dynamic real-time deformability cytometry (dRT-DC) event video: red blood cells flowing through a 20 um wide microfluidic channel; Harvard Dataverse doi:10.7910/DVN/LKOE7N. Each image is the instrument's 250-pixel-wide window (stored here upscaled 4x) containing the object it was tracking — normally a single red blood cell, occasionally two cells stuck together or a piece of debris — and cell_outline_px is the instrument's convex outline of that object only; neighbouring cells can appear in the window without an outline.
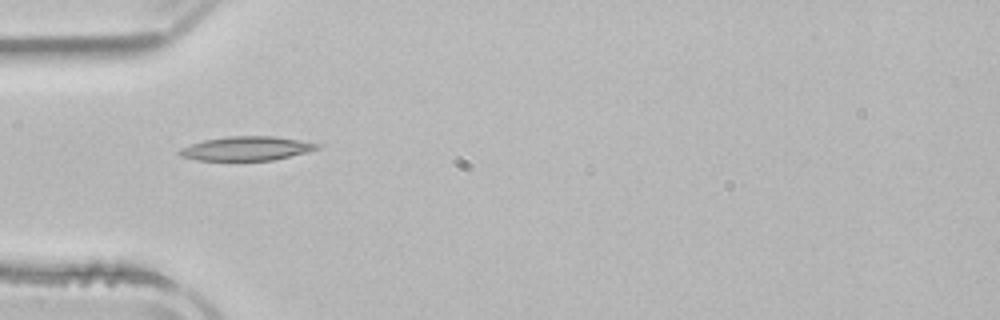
{"species": "common noctule bat (a hibernating species)", "species_latin": "Nyctalus noctula", "temperature_condition": "room temperature", "stored_images_in_passage": 4, "camera_frame_rate_fps": 3000, "um_per_image_px": 0.085, "animal": {"sex": "male", "body_mass_g": 21.5, "forearm_length_mm": 52.0}, "frame": {"image": 1, "passage_image": 2, "time_ms": 1.333, "image_size_px": [1000, 320], "cell_outline_px": [[320, 148], [308, 152], [272, 160], [196, 160], [180, 156], [176, 152], [180, 148], [204, 140], [228, 136], [272, 136], [320, 144]], "centroid_in_image_um": [20.91, 12.62], "position_along_channel_um": 64.1, "area_um2": 19.13}}
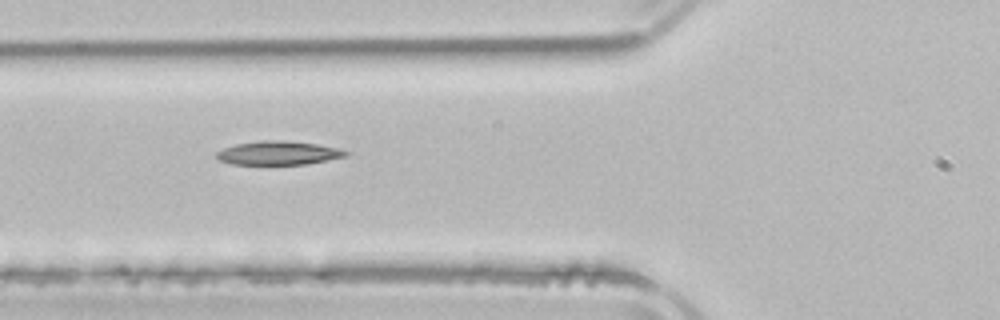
{"frame": {"image": 2, "passage_image": 3, "time_ms": 2.333, "image_size_px": [1000, 320], "cell_outline_px": [[348, 156], [308, 164], [232, 164], [220, 160], [216, 156], [216, 152], [224, 148], [236, 144], [260, 140], [284, 140], [316, 144], [340, 148], [348, 152]], "centroid_in_image_um": [23.69, 13.0], "position_along_channel_um": 102.1, "area_um2": 17.86}}
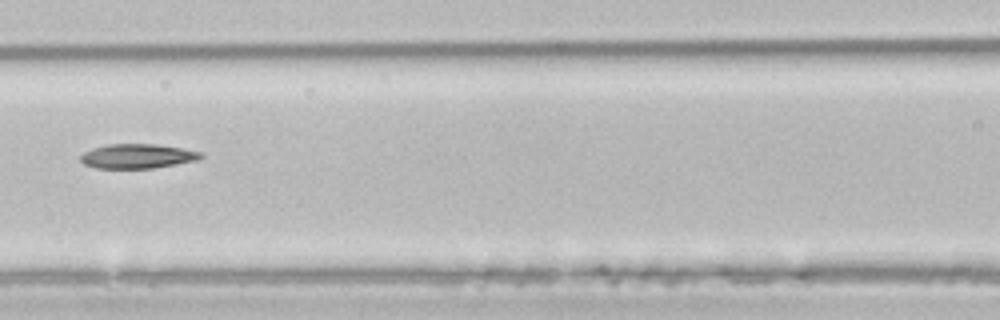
{"frame": {"image": 3, "passage_image": 4, "time_ms": 3.667, "image_size_px": [1000, 320], "cell_outline_px": [[204, 156], [196, 160], [176, 164], [152, 168], [96, 168], [84, 164], [80, 160], [80, 156], [84, 152], [92, 148], [108, 144], [156, 144], [204, 152]], "centroid_in_image_um": [11.68, 13.27], "position_along_channel_um": 154.9, "area_um2": 17.11}}